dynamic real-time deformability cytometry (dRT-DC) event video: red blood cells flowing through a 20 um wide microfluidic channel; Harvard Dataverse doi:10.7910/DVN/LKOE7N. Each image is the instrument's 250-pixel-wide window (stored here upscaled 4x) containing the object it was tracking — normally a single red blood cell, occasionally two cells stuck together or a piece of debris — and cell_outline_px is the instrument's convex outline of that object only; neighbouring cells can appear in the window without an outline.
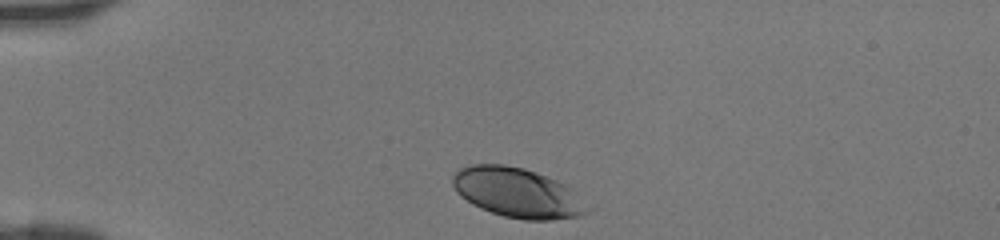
{"species": "human", "species_latin": "Homo sapiens", "temperature_condition": "room temperature", "stored_images_in_passage": 29, "camera_frame_rate_fps": 3000, "um_per_image_px": 0.085, "donor": {"sex": "female"}, "frame": {"image": 1, "passage_image": 1, "time_ms": 0.0, "image_size_px": [1000, 240], "cell_outline_px": [[596, 204], [592, 208], [580, 216], [552, 220], [524, 220], [504, 216], [480, 208], [472, 204], [460, 196], [456, 192], [452, 184], [452, 176], [460, 168], [468, 164], [504, 164], [524, 168], [536, 172], [568, 184]], "centroid_in_image_um": [44.1, 16.38], "position_along_channel_um": 40.9, "area_um2": 40.17}}
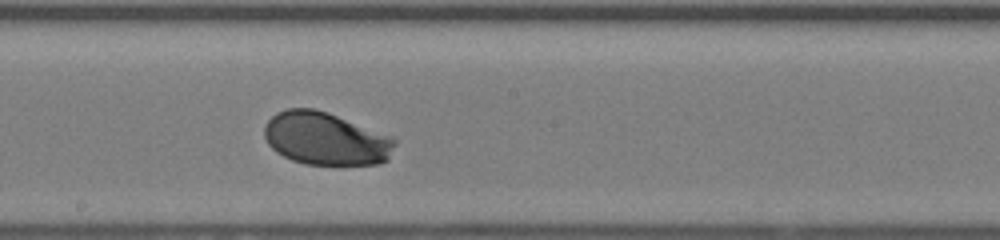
{"frame": {"image": 2, "passage_image": 16, "time_ms": 5.0, "image_size_px": [1000, 240], "cell_outline_px": [[396, 144], [388, 160], [380, 164], [304, 164], [292, 160], [276, 152], [268, 144], [264, 136], [264, 124], [276, 112], [288, 108], [316, 108], [328, 112], [388, 136], [396, 140]], "centroid_in_image_um": [27.64, 11.79], "position_along_channel_um": 220.6, "area_um2": 40.0}}
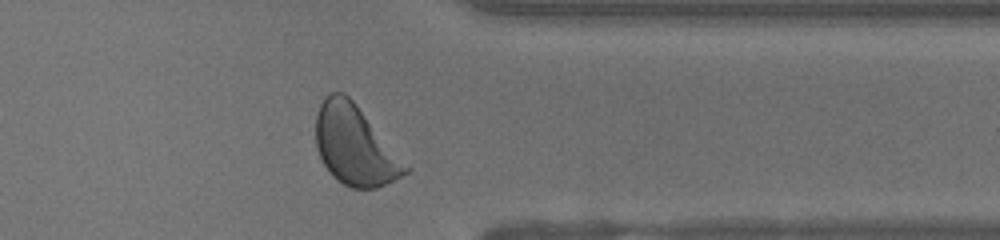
{"frame": {"image": 3, "passage_image": 27, "time_ms": 8.667, "image_size_px": [1000, 240], "cell_outline_px": [[412, 168], [408, 172], [376, 188], [352, 188], [336, 180], [332, 176], [324, 164], [316, 148], [316, 116], [320, 104], [324, 96], [332, 92], [344, 92], [356, 104]], "centroid_in_image_um": [30.16, 12.35], "position_along_channel_um": 381.2, "area_um2": 41.38}}